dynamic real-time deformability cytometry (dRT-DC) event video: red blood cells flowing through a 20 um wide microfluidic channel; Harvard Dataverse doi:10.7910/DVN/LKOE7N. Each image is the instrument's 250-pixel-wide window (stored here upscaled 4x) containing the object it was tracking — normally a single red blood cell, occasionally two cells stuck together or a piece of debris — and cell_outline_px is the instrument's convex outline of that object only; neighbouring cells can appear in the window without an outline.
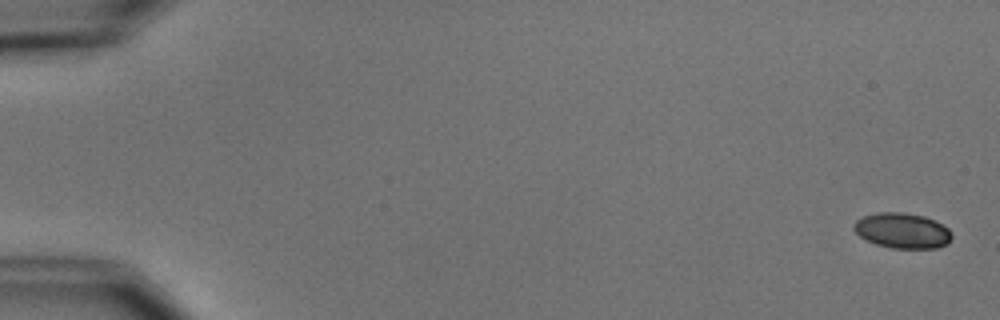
{"species": "common noctule bat (a hibernating species)", "species_latin": "Nyctalus noctula", "temperature_condition": "cold", "stored_images_in_passage": 3, "camera_frame_rate_fps": 3000, "um_per_image_px": 0.085, "animal": {"sex": "male", "body_mass_g": 15.6}, "frame": {"image": 1, "passage_image": 1, "time_ms": 0.0, "image_size_px": [1000, 320], "cell_outline_px": [[952, 236], [948, 244], [936, 248], [892, 248], [876, 244], [860, 236], [852, 228], [852, 224], [856, 220], [864, 216], [876, 212], [904, 212], [924, 216], [948, 228]], "centroid_in_image_um": [76.67, 19.6], "position_along_channel_um": 8.3, "area_um2": 20.11}}